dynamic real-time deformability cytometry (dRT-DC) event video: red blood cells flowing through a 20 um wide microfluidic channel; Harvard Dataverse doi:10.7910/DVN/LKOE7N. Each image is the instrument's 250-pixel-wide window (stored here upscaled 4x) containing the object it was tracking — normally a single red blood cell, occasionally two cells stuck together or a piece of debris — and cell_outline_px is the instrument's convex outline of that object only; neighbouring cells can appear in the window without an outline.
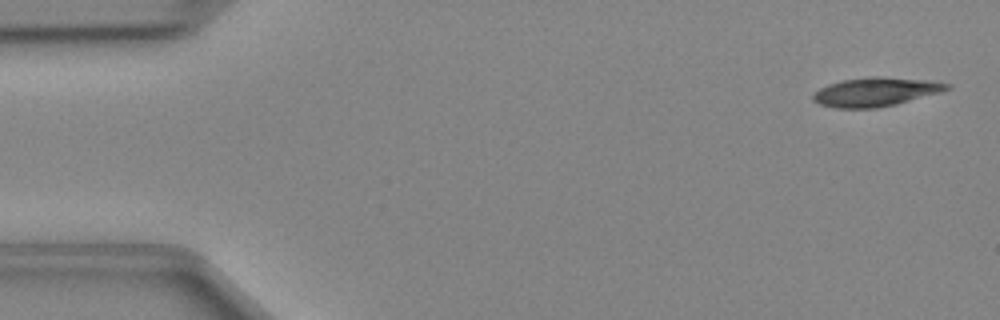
{"species": "Egyptian fruit bat (a non-hibernating species)", "species_latin": "Rousettus aegyptiacus", "temperature_condition": "cold", "stored_images_in_passage": 47, "camera_frame_rate_fps": 3000, "um_per_image_px": 0.085, "animal": {"sex": "female"}, "frame": {"image": 1, "passage_image": 2, "time_ms": 0.333, "image_size_px": [1000, 320], "cell_outline_px": [[952, 88], [940, 92], [896, 104], [876, 108], [836, 108], [820, 104], [812, 100], [812, 96], [820, 88], [828, 84], [840, 80], [868, 76], [876, 76], [928, 80], [952, 84]], "centroid_in_image_um": [74.43, 7.8], "position_along_channel_um": 10.6, "area_um2": 22.54}}
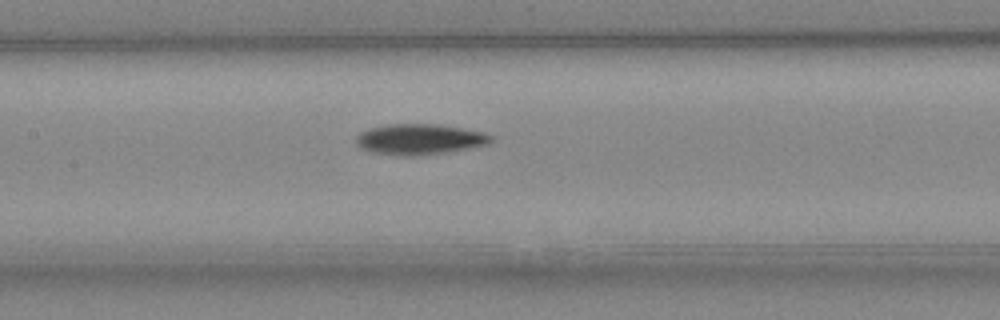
{"frame": {"image": 2, "passage_image": 22, "time_ms": 7.0, "image_size_px": [1000, 320], "cell_outline_px": [[496, 136], [488, 144], [468, 148], [444, 152], [416, 156], [404, 156], [372, 152], [360, 148], [356, 144], [356, 136], [360, 132], [372, 128], [388, 124], [436, 124], [484, 132]], "centroid_in_image_um": [35.66, 11.84], "position_along_channel_um": 171.7, "area_um2": 23.99}}
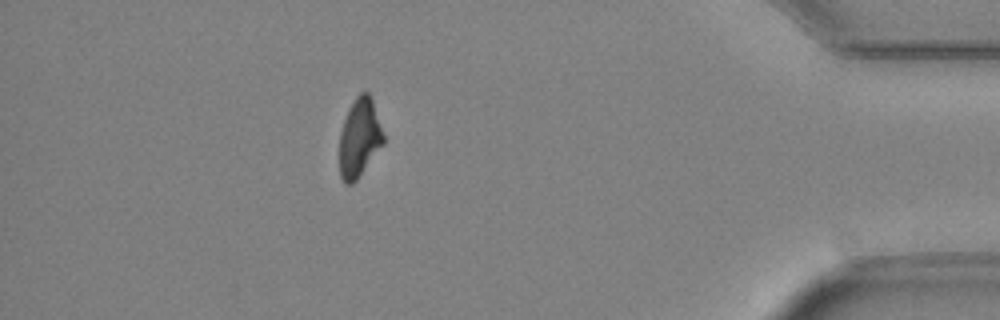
{"frame": {"image": 3, "passage_image": 42, "time_ms": 13.667, "image_size_px": [1000, 320], "cell_outline_px": [[384, 144], [356, 180], [352, 184], [344, 184], [340, 176], [340, 132], [348, 108], [356, 96], [360, 92], [368, 92], [372, 100], [384, 136]], "centroid_in_image_um": [30.54, 11.72], "position_along_channel_um": 404.7, "area_um2": 20.0}}